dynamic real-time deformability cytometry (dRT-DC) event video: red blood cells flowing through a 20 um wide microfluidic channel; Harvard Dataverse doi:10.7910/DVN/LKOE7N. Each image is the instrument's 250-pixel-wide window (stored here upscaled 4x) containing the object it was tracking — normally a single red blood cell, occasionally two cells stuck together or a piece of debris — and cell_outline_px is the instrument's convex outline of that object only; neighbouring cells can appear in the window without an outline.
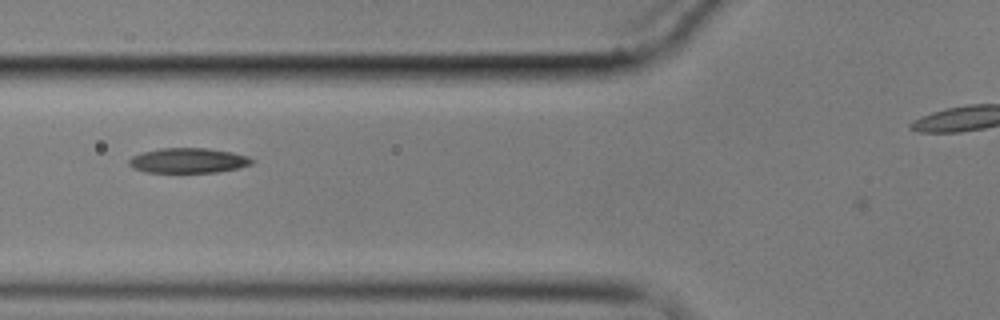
{"species": "common noctule bat (a hibernating species)", "species_latin": "Nyctalus noctula", "temperature_condition": "cold", "stored_images_in_passage": 9, "camera_frame_rate_fps": 3000, "um_per_image_px": 0.085, "animal": {"sex": "male", "body_mass_g": 17.9}, "frame": {"image": 1, "passage_image": 6, "time_ms": 7.0, "image_size_px": [1000, 320], "cell_outline_px": [[256, 160], [252, 164], [236, 168], [216, 172], [144, 172], [132, 168], [128, 164], [128, 160], [132, 156], [144, 152], [160, 148], [208, 148], [232, 152], [248, 156]], "centroid_in_image_um": [15.99, 13.64], "position_along_channel_um": 109.8, "area_um2": 17.92}}
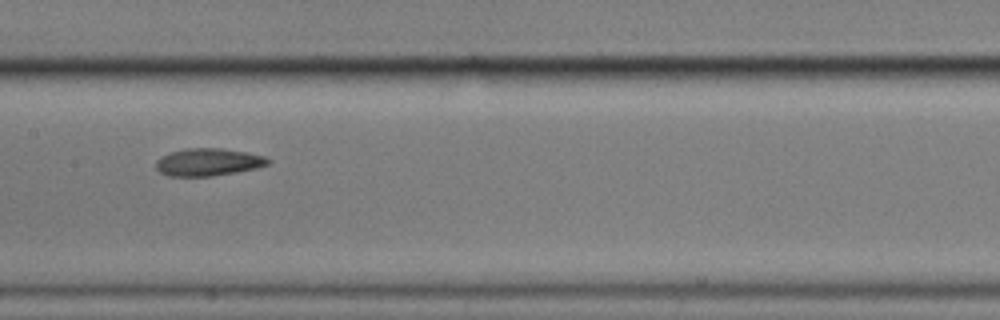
{"frame": {"image": 2, "passage_image": 8, "time_ms": 9.333, "image_size_px": [1000, 320], "cell_outline_px": [[272, 160], [268, 164], [256, 168], [236, 172], [208, 176], [168, 176], [160, 172], [156, 168], [156, 160], [160, 156], [172, 152], [188, 148], [220, 148], [248, 152], [264, 156]], "centroid_in_image_um": [17.7, 13.77], "position_along_channel_um": 189.7, "area_um2": 17.92}}
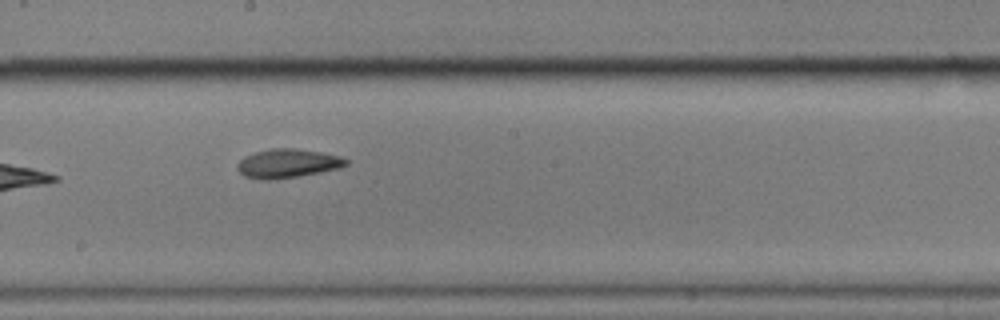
{"frame": {"image": 3, "passage_image": 9, "time_ms": 10.333, "image_size_px": [1000, 320], "cell_outline_px": [[348, 164], [340, 168], [320, 172], [272, 180], [264, 180], [244, 176], [236, 168], [236, 164], [244, 156], [256, 152], [272, 148], [296, 148], [320, 152], [340, 156], [348, 160]], "centroid_in_image_um": [24.43, 13.89], "position_along_channel_um": 223.8, "area_um2": 18.26}}